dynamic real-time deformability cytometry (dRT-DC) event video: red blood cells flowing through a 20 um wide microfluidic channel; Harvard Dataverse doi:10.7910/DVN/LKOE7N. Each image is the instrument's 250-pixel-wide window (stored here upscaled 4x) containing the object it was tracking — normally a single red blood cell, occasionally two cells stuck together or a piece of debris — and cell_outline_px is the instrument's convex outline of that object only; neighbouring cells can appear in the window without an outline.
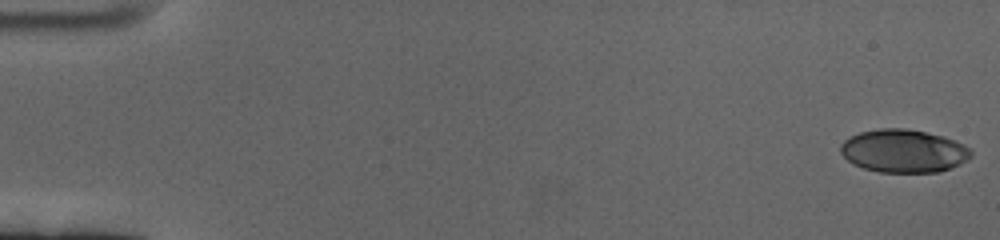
{"species": "human", "species_latin": "Homo sapiens", "temperature_condition": "cold", "stored_images_in_passage": 60, "camera_frame_rate_fps": 3000, "um_per_image_px": 0.085, "donor": {"sex": "female"}, "frame": {"image": 1, "passage_image": 1, "time_ms": 0.0, "image_size_px": [1000, 240], "cell_outline_px": [[972, 156], [968, 160], [960, 164], [936, 172], [880, 172], [864, 168], [852, 164], [840, 152], [840, 144], [848, 136], [860, 132], [880, 128], [904, 128], [944, 136], [956, 140], [972, 148]], "centroid_in_image_um": [76.81, 12.82], "position_along_channel_um": 8.2, "area_um2": 32.95}}
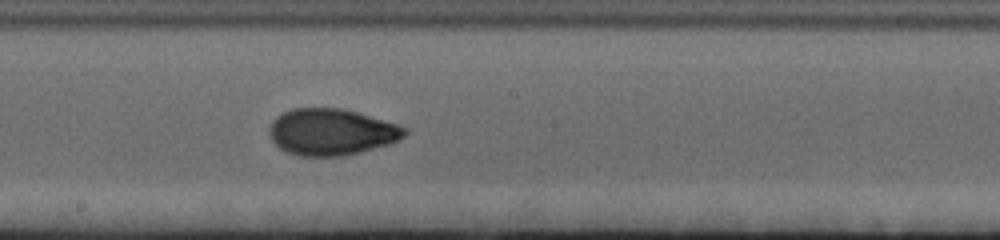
{"frame": {"image": 2, "passage_image": 34, "time_ms": 11.0, "image_size_px": [1000, 240], "cell_outline_px": [[408, 132], [400, 140], [388, 144], [360, 152], [344, 156], [300, 156], [288, 152], [280, 148], [272, 140], [268, 132], [268, 128], [272, 120], [276, 116], [292, 108], [340, 108], [356, 112], [396, 124], [408, 128]], "centroid_in_image_um": [28.15, 11.22], "position_along_channel_um": 220.0, "area_um2": 36.65}}
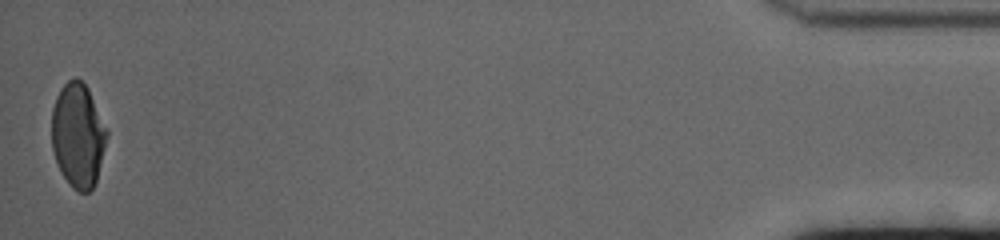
{"frame": {"image": 3, "passage_image": 60, "time_ms": 19.667, "image_size_px": [1000, 240], "cell_outline_px": [[108, 136], [96, 180], [92, 188], [88, 192], [80, 192], [72, 188], [60, 172], [56, 164], [52, 148], [52, 108], [56, 96], [60, 88], [68, 80], [76, 76], [88, 88], [108, 128]], "centroid_in_image_um": [6.62, 11.49], "position_along_channel_um": 428.6, "area_um2": 33.87}, "authors_computed_cell_mechanics": {"area_um2": 34.9112, "velocity_mm_per_s": 3.3896, "shape_relaxation_time_tau1_ms": 5.5946, "shape_relaxation_time_tau2_ms": 1.3483, "deformation_change_tau1": 0.1706, "deformation_change_tau2": 0.0551}}